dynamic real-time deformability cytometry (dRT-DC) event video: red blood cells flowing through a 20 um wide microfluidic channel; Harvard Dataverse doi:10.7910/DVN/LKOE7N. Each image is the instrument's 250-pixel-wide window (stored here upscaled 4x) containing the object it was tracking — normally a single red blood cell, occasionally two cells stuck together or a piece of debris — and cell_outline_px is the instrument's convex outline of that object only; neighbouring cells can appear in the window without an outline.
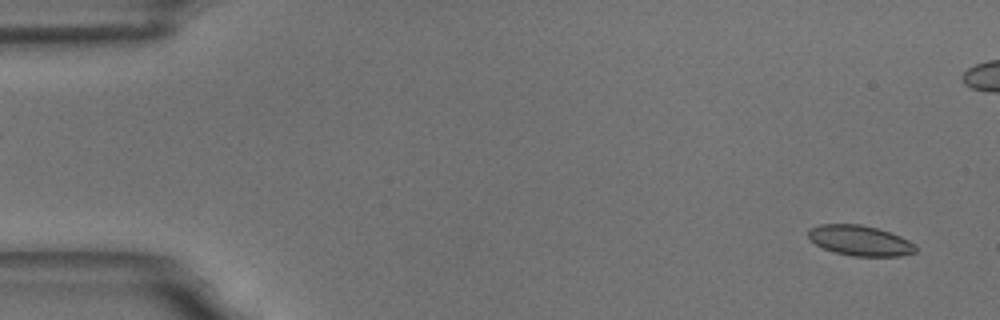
{"species": "common noctule bat (a hibernating species)", "species_latin": "Nyctalus noctula", "temperature_condition": "room temperature", "stored_images_in_passage": 59, "camera_frame_rate_fps": 3000, "um_per_image_px": 0.085, "animal": {"sex": "male", "body_mass_g": 18.8}, "frame": {"image": 1, "passage_image": 3, "time_ms": 0.667, "image_size_px": [1000, 320], "cell_outline_px": [[916, 252], [900, 256], [852, 256], [836, 252], [824, 248], [816, 244], [808, 236], [808, 232], [812, 228], [820, 224], [860, 224], [876, 228], [900, 236], [916, 244]], "centroid_in_image_um": [73.13, 20.45], "position_along_channel_um": 11.9, "area_um2": 18.73}}
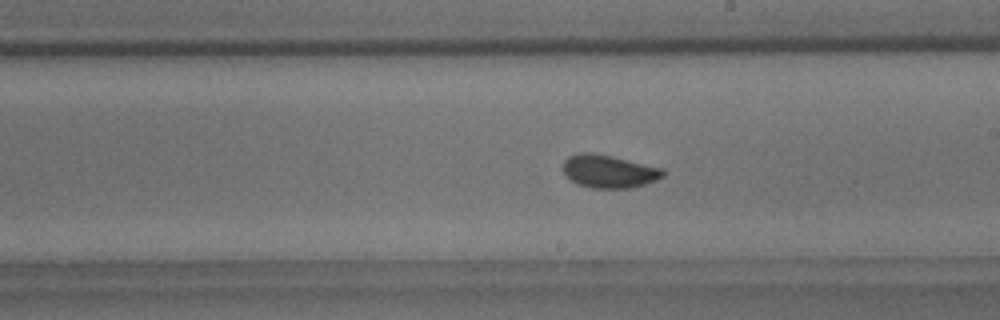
{"frame": {"image": 2, "passage_image": 33, "time_ms": 10.667, "image_size_px": [1000, 320], "cell_outline_px": [[664, 176], [656, 180], [632, 188], [592, 188], [576, 184], [564, 176], [564, 160], [568, 156], [580, 152], [592, 152], [612, 156], [664, 168]], "centroid_in_image_um": [51.74, 14.56], "position_along_channel_um": 237.3, "area_um2": 19.42}}
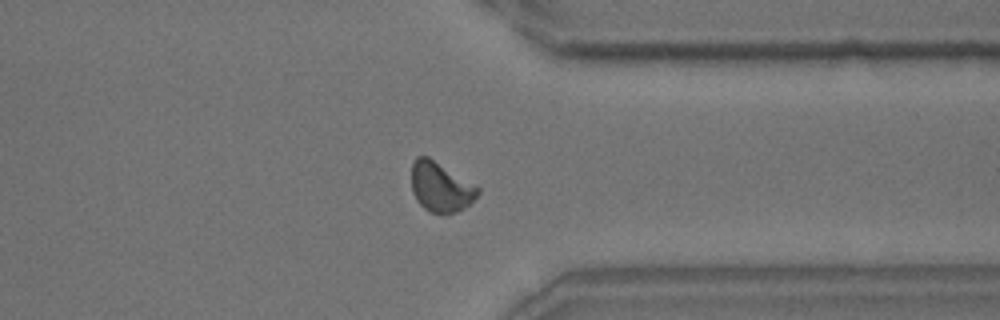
{"frame": {"image": 3, "passage_image": 45, "time_ms": 14.667, "image_size_px": [1000, 320], "cell_outline_px": [[480, 192], [464, 208], [456, 212], [444, 216], [428, 212], [416, 200], [412, 192], [412, 164], [416, 156], [428, 156], [480, 188]], "centroid_in_image_um": [37.43, 15.93], "position_along_channel_um": 374.0, "area_um2": 19.31}, "authors_computed_cell_mechanics": {"area_um2": 18.9584, "velocity_mm_per_s": 3.4991, "shape_relaxation_time_tau1_ms": 4.8244, "shape_relaxation_time_tau2_ms": 1.052, "deformation_change_tau1": 0.094, "deformation_change_tau2": 0.0441}}